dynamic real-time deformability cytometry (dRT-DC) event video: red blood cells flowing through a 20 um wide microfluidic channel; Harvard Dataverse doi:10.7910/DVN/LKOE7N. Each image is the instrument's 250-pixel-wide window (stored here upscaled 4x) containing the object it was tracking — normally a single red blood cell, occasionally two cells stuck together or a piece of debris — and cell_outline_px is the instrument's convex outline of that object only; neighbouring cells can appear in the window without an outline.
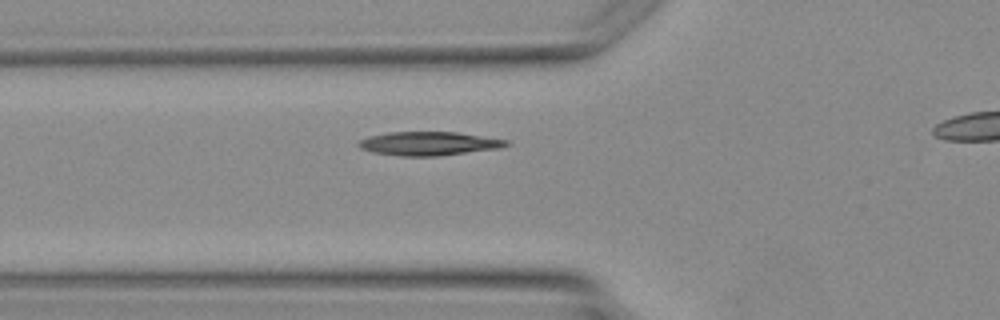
{"species": "Egyptian fruit bat (a non-hibernating species)", "species_latin": "Rousettus aegyptiacus", "temperature_condition": "warm", "stored_images_in_passage": 7, "segment_of_instrument_passage": [1, 2], "camera_frame_rate_fps": 3000, "um_per_image_px": 0.085, "animal": {"sex": "female"}, "frame": {"image": 1, "passage_image": 6, "time_ms": 6.0, "image_size_px": [1000, 320], "cell_outline_px": [[512, 144], [500, 148], [436, 156], [400, 156], [372, 152], [360, 148], [356, 144], [360, 140], [368, 136], [388, 132], [456, 132], [508, 140]], "centroid_in_image_um": [36.43, 12.2], "position_along_channel_um": 89.4, "area_um2": 20.4}}